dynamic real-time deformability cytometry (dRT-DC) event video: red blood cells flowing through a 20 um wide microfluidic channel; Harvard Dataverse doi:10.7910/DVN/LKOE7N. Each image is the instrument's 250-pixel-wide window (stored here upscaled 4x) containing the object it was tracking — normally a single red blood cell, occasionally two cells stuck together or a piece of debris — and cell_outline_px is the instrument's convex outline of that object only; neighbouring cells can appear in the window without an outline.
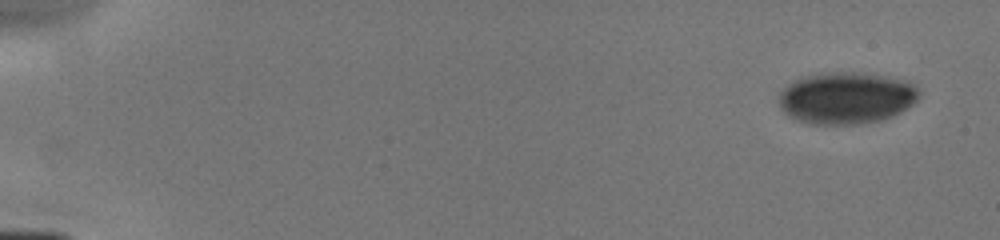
{"species": "human", "species_latin": "Homo sapiens", "temperature_condition": "cold", "stored_images_in_passage": 7, "camera_frame_rate_fps": 3000, "um_per_image_px": 0.085, "donor": {"sex": "male"}, "frame": {"image": 1, "passage_image": 1, "time_ms": 0.0, "image_size_px": [1000, 240], "cell_outline_px": [[920, 96], [912, 104], [900, 112], [892, 116], [880, 120], [856, 124], [808, 124], [796, 120], [788, 116], [780, 108], [780, 92], [788, 84], [796, 80], [808, 76], [844, 72], [852, 72], [884, 76], [908, 80], [920, 92]], "centroid_in_image_um": [71.94, 8.35], "position_along_channel_um": 13.1, "area_um2": 41.91}}
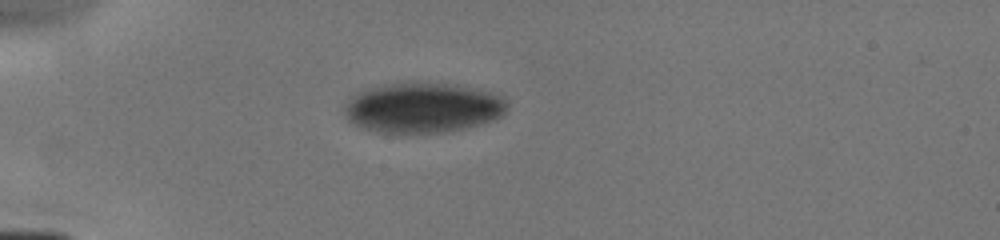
{"frame": {"image": 2, "passage_image": 5, "time_ms": 4.0, "image_size_px": [1000, 240], "cell_outline_px": [[508, 108], [500, 116], [492, 120], [468, 128], [448, 132], [380, 132], [364, 128], [348, 120], [344, 116], [344, 104], [360, 92], [384, 84], [448, 84], [492, 92], [504, 96], [508, 104]], "centroid_in_image_um": [35.98, 9.18], "position_along_channel_um": 49.0, "area_um2": 46.76}}
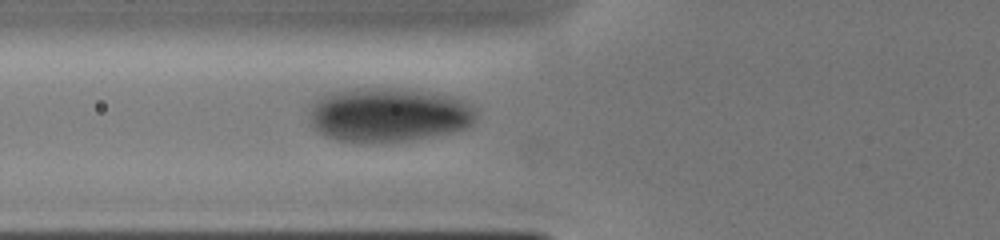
{"frame": {"image": 3, "passage_image": 7, "time_ms": 5.667, "image_size_px": [1000, 240], "cell_outline_px": [[476, 120], [472, 124], [464, 128], [448, 132], [408, 140], [336, 140], [324, 136], [312, 124], [308, 116], [312, 104], [320, 96], [332, 92], [356, 88], [400, 88], [452, 96], [476, 108]], "centroid_in_image_um": [33.01, 9.72], "position_along_channel_um": 92.8, "area_um2": 51.73}}